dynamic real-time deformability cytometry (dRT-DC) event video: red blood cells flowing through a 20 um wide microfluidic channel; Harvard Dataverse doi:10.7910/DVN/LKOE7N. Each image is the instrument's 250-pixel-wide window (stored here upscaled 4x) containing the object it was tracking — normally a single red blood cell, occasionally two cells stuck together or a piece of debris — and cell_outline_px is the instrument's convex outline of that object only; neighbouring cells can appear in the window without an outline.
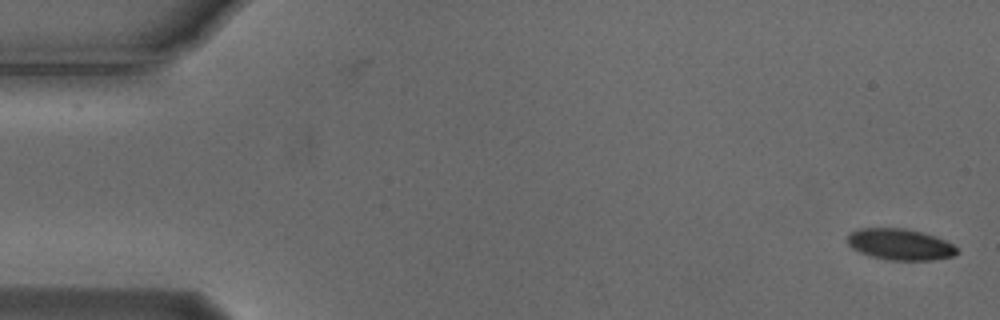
{"species": "Egyptian fruit bat (a non-hibernating species)", "species_latin": "Rousettus aegyptiacus", "temperature_condition": "cold", "stored_images_in_passage": 10, "camera_frame_rate_fps": 3000, "um_per_image_px": 0.085, "animal": {"sex": "male"}, "frame": {"image": 1, "passage_image": 1, "time_ms": 0.0, "image_size_px": [1000, 320], "cell_outline_px": [[960, 252], [956, 256], [932, 260], [888, 260], [872, 256], [860, 252], [852, 248], [848, 244], [848, 236], [852, 232], [860, 228], [904, 228], [920, 232], [944, 240], [952, 244]], "centroid_in_image_um": [76.52, 20.78], "position_along_channel_um": 8.5, "area_um2": 19.77}}